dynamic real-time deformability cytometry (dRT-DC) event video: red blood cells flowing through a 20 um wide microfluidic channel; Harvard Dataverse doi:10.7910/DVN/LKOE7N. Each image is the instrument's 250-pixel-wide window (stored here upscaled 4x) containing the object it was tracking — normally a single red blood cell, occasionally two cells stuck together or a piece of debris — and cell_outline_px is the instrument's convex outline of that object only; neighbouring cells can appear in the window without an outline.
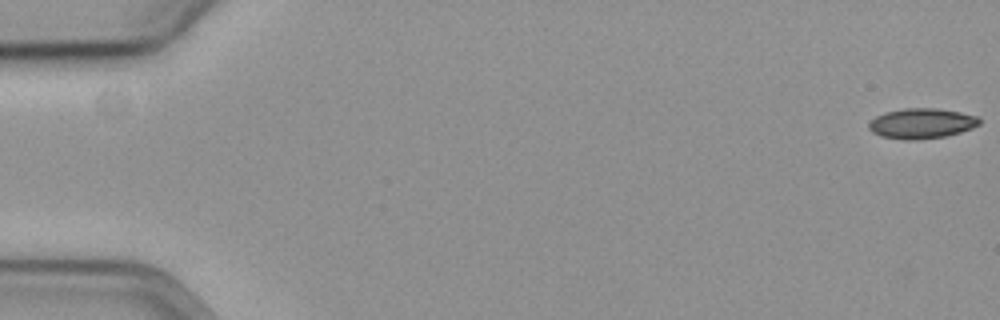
{"species": "common noctule bat (a hibernating species)", "species_latin": "Nyctalus noctula", "temperature_condition": "cold", "stored_images_in_passage": 19, "camera_frame_rate_fps": 3000, "um_per_image_px": 0.085, "animal": {"sex": "female", "body_mass_g": 19.3, "forearm_length_mm": 54.1}, "frame": {"image": 1, "passage_image": 1, "time_ms": 0.0, "image_size_px": [1000, 320], "cell_outline_px": [[980, 124], [972, 128], [960, 132], [944, 136], [916, 140], [904, 140], [880, 136], [872, 132], [868, 128], [868, 124], [876, 116], [884, 112], [904, 108], [936, 108], [960, 112], [976, 116], [980, 120]], "centroid_in_image_um": [78.31, 10.49], "position_along_channel_um": 6.7, "area_um2": 19.48}}
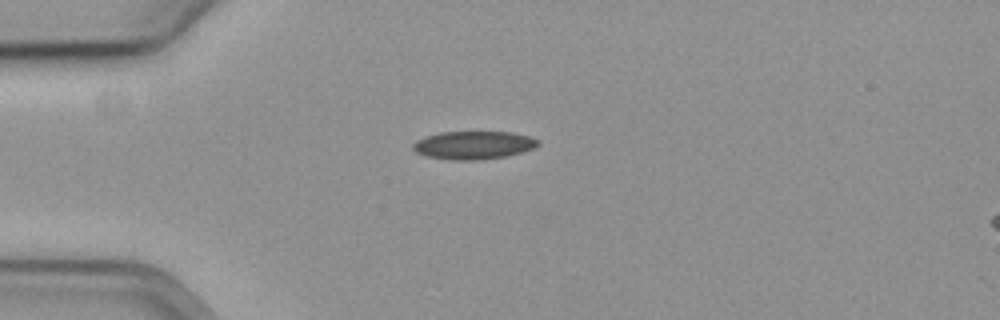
{"frame": {"image": 2, "passage_image": 16, "time_ms": 5.0, "image_size_px": [1000, 320], "cell_outline_px": [[540, 144], [532, 148], [520, 152], [504, 156], [480, 160], [452, 160], [424, 156], [416, 152], [412, 148], [412, 144], [416, 140], [440, 132], [512, 132], [528, 136], [540, 140]], "centroid_in_image_um": [40.22, 12.34], "position_along_channel_um": 44.8, "area_um2": 20.4}}